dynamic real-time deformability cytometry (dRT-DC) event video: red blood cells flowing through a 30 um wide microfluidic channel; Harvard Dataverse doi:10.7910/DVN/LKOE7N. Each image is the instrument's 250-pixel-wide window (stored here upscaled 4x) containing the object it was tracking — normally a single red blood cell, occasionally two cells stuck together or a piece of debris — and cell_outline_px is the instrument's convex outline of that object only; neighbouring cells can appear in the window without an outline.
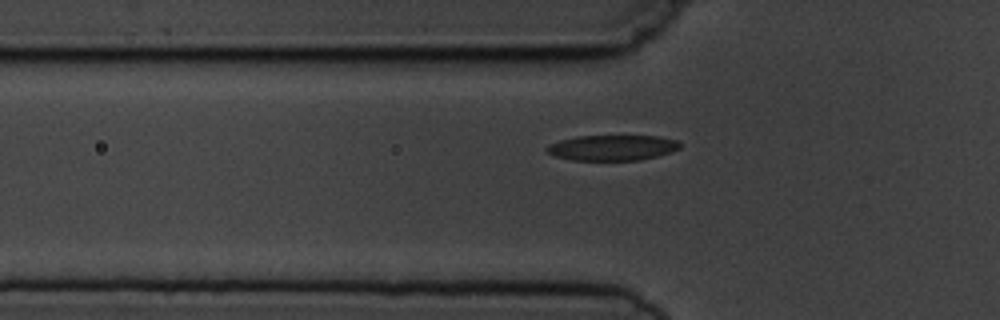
{"species": "common noctule bat (a hibernating species)", "species_latin": "Nyctalus noctula", "temperature_condition": "cold", "stored_images_in_passage": 5, "camera_frame_rate_fps": 3000, "um_per_image_px": 0.085, "animal": {"sex": "male", "body_mass_g": 19.5, "forearm_length_mm": 54.6}, "frame": {"image": 1, "passage_image": 5, "time_ms": 5.333, "image_size_px": [1000, 320], "cell_outline_px": [[680, 148], [672, 152], [640, 160], [572, 160], [556, 156], [548, 152], [544, 148], [548, 144], [560, 140], [576, 136], [656, 136], [680, 140]], "centroid_in_image_um": [52.06, 12.55], "position_along_channel_um": 73.7, "area_um2": 19.83}}